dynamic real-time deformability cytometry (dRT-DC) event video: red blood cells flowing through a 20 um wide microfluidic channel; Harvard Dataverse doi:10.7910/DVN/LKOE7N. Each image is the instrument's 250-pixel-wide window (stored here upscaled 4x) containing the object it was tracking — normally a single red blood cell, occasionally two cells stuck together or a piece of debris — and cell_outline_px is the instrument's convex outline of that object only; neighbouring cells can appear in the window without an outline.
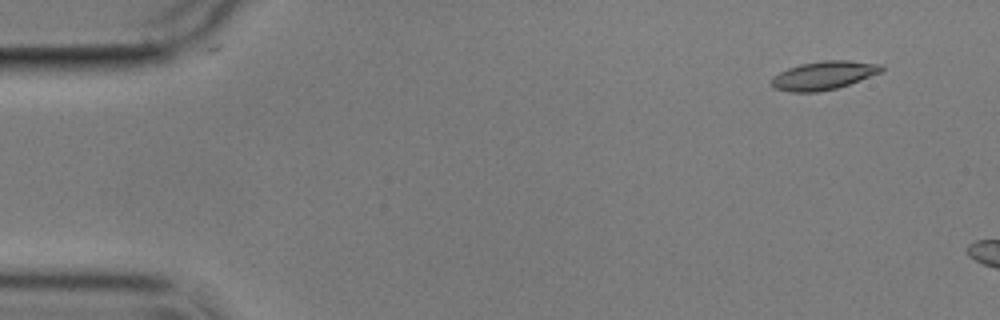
{"species": "common noctule bat (a hibernating species)", "species_latin": "Nyctalus noctula", "temperature_condition": "cold", "stored_images_in_passage": 3, "camera_frame_rate_fps": 3000, "um_per_image_px": 0.085, "animal": {"sex": "male", "body_mass_g": 17.9}, "frame": {"image": 1, "passage_image": 1, "time_ms": 0.0, "image_size_px": [1000, 320], "cell_outline_px": [[884, 68], [880, 72], [860, 80], [836, 88], [816, 92], [788, 92], [772, 88], [772, 76], [788, 68], [800, 64], [824, 60], [848, 60], [884, 64]], "centroid_in_image_um": [70.0, 6.4], "position_along_channel_um": 15.0, "area_um2": 18.26}}